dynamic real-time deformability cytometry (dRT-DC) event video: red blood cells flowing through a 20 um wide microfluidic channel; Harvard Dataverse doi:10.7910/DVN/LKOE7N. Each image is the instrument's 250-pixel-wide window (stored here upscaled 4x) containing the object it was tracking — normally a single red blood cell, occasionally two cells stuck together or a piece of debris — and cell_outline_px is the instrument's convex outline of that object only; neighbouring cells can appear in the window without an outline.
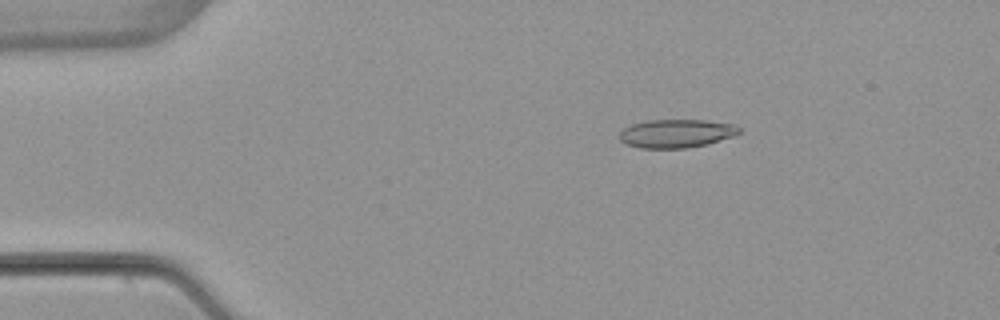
{"species": "common noctule bat (a hibernating species)", "species_latin": "Nyctalus noctula", "temperature_condition": "warm", "stored_images_in_passage": 5, "camera_frame_rate_fps": 3000, "um_per_image_px": 0.085, "animal": {"sex": "female", "body_mass_g": 22.7, "forearm_length_mm": 54.2}, "frame": {"image": 1, "passage_image": 3, "time_ms": 2.333, "image_size_px": [1000, 320], "cell_outline_px": [[740, 132], [736, 136], [708, 144], [688, 148], [640, 148], [628, 144], [620, 140], [616, 136], [624, 128], [632, 124], [648, 120], [708, 120], [736, 124], [740, 128]], "centroid_in_image_um": [57.53, 11.34], "position_along_channel_um": 27.5, "area_um2": 20.11}}
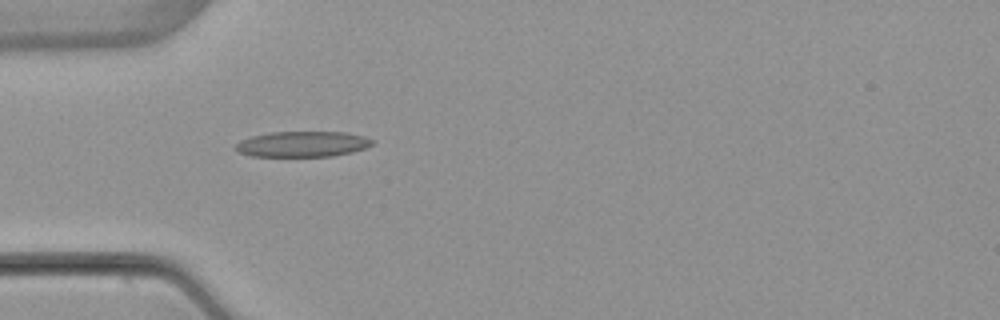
{"frame": {"image": 2, "passage_image": 5, "time_ms": 4.667, "image_size_px": [1000, 320], "cell_outline_px": [[376, 140], [372, 144], [364, 148], [352, 152], [332, 156], [252, 156], [240, 152], [232, 148], [240, 140], [252, 136], [272, 132], [344, 132], [364, 136]], "centroid_in_image_um": [25.71, 12.24], "position_along_channel_um": 59.3, "area_um2": 20.35}}